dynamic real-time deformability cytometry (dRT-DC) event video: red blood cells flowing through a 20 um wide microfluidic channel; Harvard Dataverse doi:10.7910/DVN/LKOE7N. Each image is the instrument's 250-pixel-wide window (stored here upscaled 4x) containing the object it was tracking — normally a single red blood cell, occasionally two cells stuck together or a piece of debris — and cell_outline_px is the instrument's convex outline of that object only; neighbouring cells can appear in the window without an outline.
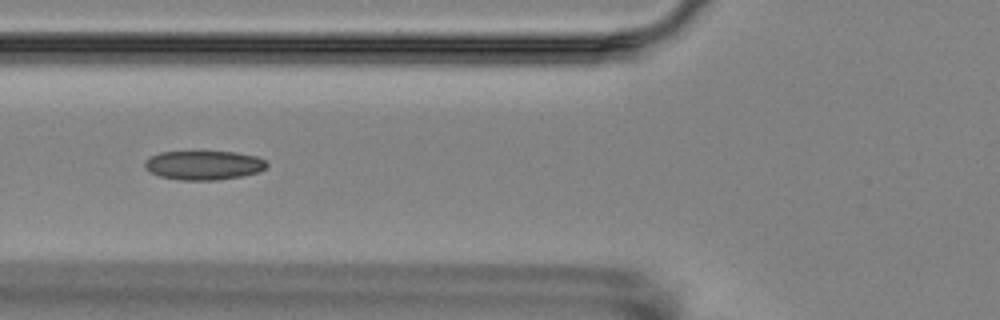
{"species": "Egyptian fruit bat (a non-hibernating species)", "species_latin": "Rousettus aegyptiacus", "temperature_condition": "room temperature", "stored_images_in_passage": 4, "camera_frame_rate_fps": 3000, "um_per_image_px": 0.085, "animal": {"sex": "female"}, "frame": {"image": 1, "passage_image": 3, "time_ms": 3.333, "image_size_px": [1000, 320], "cell_outline_px": [[268, 164], [260, 172], [240, 176], [216, 180], [180, 180], [160, 176], [144, 168], [144, 160], [160, 152], [236, 152], [256, 156], [264, 160]], "centroid_in_image_um": [17.31, 14.04], "position_along_channel_um": 108.5, "area_um2": 20.58}}
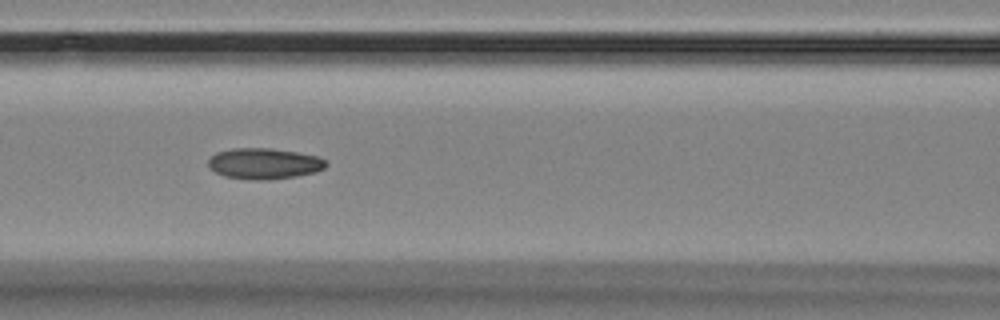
{"frame": {"image": 2, "passage_image": 4, "time_ms": 4.333, "image_size_px": [1000, 320], "cell_outline_px": [[328, 164], [324, 168], [316, 172], [296, 176], [268, 180], [256, 180], [224, 176], [208, 168], [208, 160], [216, 152], [232, 148], [272, 148], [296, 152], [316, 156], [324, 160]], "centroid_in_image_um": [22.43, 13.9], "position_along_channel_um": 144.2, "area_um2": 21.21}}